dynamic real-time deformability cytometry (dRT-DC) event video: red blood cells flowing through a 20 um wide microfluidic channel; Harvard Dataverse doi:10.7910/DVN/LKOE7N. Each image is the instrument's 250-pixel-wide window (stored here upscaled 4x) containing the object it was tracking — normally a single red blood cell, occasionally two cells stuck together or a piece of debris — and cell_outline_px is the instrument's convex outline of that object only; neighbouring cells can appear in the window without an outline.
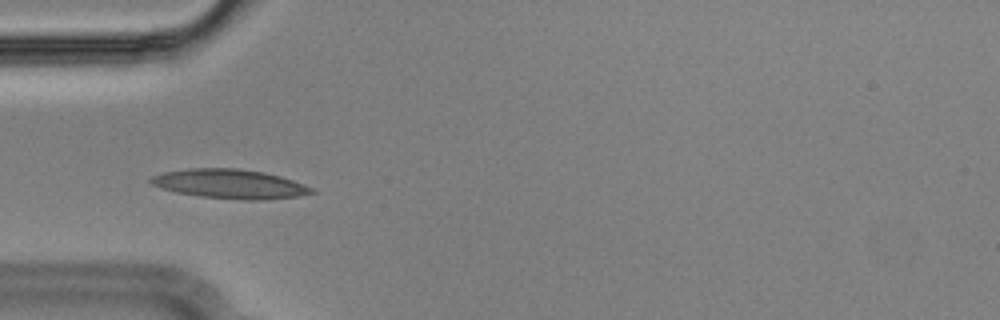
{"species": "Egyptian fruit bat (a non-hibernating species)", "species_latin": "Rousettus aegyptiacus", "temperature_condition": "cold", "stored_images_in_passage": 31, "camera_frame_rate_fps": 3000, "um_per_image_px": 0.085, "animal": {"sex": "male"}, "frame": {"image": 1, "passage_image": 1, "time_ms": 0.0, "image_size_px": [1000, 320], "cell_outline_px": [[316, 192], [296, 196], [260, 200], [244, 200], [200, 196], [176, 192], [160, 188], [152, 184], [148, 180], [152, 176], [164, 172], [192, 168], [236, 168], [264, 172], [280, 176], [292, 180], [312, 188]], "centroid_in_image_um": [19.5, 15.63], "position_along_channel_um": 65.5, "area_um2": 27.17}, "authors_computed_cell_mechanics": {"area_um2": 25.8366, "velocity_mm_per_s": 3.5595, "shape_relaxation_time_tau1_ms": 3.0325, "shape_relaxation_time_tau2_ms": 1.3147, "deformation_change_tau1": 0.158, "deformation_change_tau2": 0.0617}}